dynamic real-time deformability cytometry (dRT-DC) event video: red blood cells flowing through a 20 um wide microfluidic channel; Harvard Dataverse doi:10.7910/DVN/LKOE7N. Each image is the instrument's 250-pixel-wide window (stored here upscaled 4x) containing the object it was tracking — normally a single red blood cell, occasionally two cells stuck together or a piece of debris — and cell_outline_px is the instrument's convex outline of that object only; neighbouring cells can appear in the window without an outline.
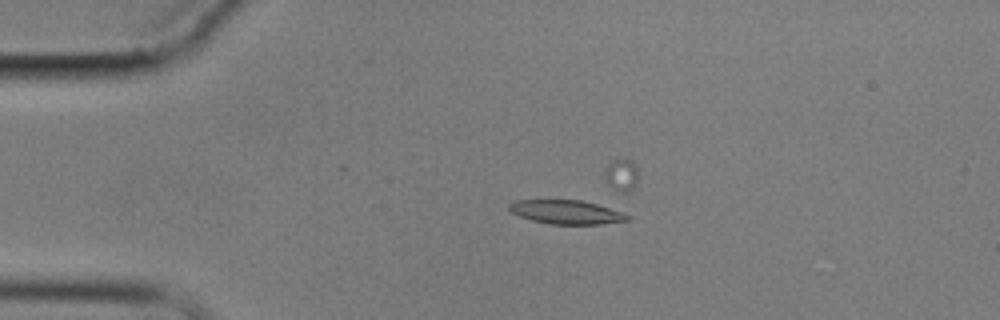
{"species": "common noctule bat (a hibernating species)", "species_latin": "Nyctalus noctula", "temperature_condition": "cold", "stored_images_in_passage": 7, "camera_frame_rate_fps": 3000, "um_per_image_px": 0.085, "animal": {"sex": "male", "body_mass_g": 17.9}, "frame": {"image": 1, "passage_image": 3, "time_ms": 3.333, "image_size_px": [1000, 320], "cell_outline_px": [[628, 220], [600, 224], [548, 224], [532, 220], [520, 216], [512, 212], [508, 208], [508, 204], [516, 200], [580, 200], [596, 204], [624, 212], [628, 216]], "centroid_in_image_um": [48.12, 18.02], "position_along_channel_um": 36.9, "area_um2": 16.3}}
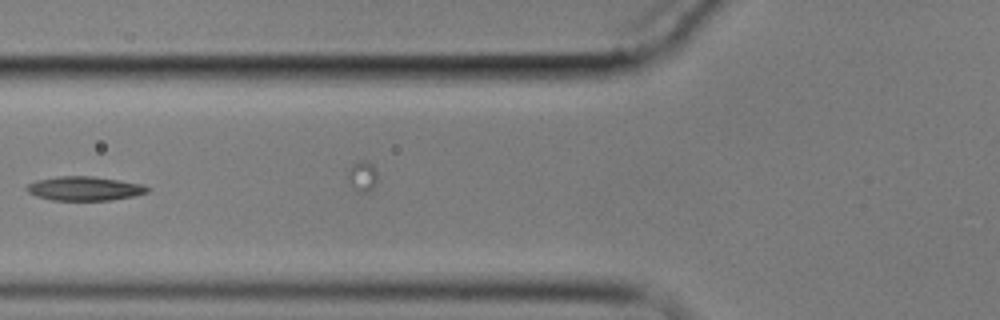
{"frame": {"image": 2, "passage_image": 6, "time_ms": 6.667, "image_size_px": [1000, 320], "cell_outline_px": [[152, 188], [148, 192], [132, 196], [108, 200], [52, 200], [36, 196], [28, 192], [24, 188], [28, 184], [36, 180], [60, 176], [92, 176], [144, 184]], "centroid_in_image_um": [7.18, 16.02], "position_along_channel_um": 118.6, "area_um2": 16.94}}